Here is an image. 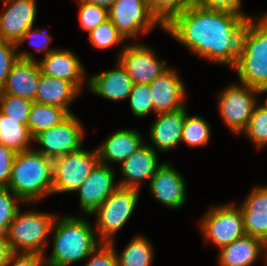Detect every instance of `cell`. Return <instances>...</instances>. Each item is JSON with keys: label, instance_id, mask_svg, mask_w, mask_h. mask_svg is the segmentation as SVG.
Returning a JSON list of instances; mask_svg holds the SVG:
<instances>
[{"label": "cell", "instance_id": "6da1fadb", "mask_svg": "<svg viewBox=\"0 0 267 266\" xmlns=\"http://www.w3.org/2000/svg\"><path fill=\"white\" fill-rule=\"evenodd\" d=\"M248 19L238 13H216L192 4L164 30L196 55L231 68L236 64Z\"/></svg>", "mask_w": 267, "mask_h": 266}, {"label": "cell", "instance_id": "7a4b0ae2", "mask_svg": "<svg viewBox=\"0 0 267 266\" xmlns=\"http://www.w3.org/2000/svg\"><path fill=\"white\" fill-rule=\"evenodd\" d=\"M54 242L47 266H70L87 258L101 243L89 221L78 216L56 217L52 226Z\"/></svg>", "mask_w": 267, "mask_h": 266}, {"label": "cell", "instance_id": "3957f363", "mask_svg": "<svg viewBox=\"0 0 267 266\" xmlns=\"http://www.w3.org/2000/svg\"><path fill=\"white\" fill-rule=\"evenodd\" d=\"M7 188L28 203L53 194V160L34 149L17 152Z\"/></svg>", "mask_w": 267, "mask_h": 266}, {"label": "cell", "instance_id": "277c9868", "mask_svg": "<svg viewBox=\"0 0 267 266\" xmlns=\"http://www.w3.org/2000/svg\"><path fill=\"white\" fill-rule=\"evenodd\" d=\"M240 82L258 90L267 88V14L249 18L241 35L236 64Z\"/></svg>", "mask_w": 267, "mask_h": 266}, {"label": "cell", "instance_id": "5b68a950", "mask_svg": "<svg viewBox=\"0 0 267 266\" xmlns=\"http://www.w3.org/2000/svg\"><path fill=\"white\" fill-rule=\"evenodd\" d=\"M56 216L41 212H16L6 236L14 253H43ZM45 242V243H44Z\"/></svg>", "mask_w": 267, "mask_h": 266}, {"label": "cell", "instance_id": "8992f818", "mask_svg": "<svg viewBox=\"0 0 267 266\" xmlns=\"http://www.w3.org/2000/svg\"><path fill=\"white\" fill-rule=\"evenodd\" d=\"M139 190L119 186L92 214H97L96 230L99 241L113 240L114 235L128 221L136 207Z\"/></svg>", "mask_w": 267, "mask_h": 266}, {"label": "cell", "instance_id": "52a82bcc", "mask_svg": "<svg viewBox=\"0 0 267 266\" xmlns=\"http://www.w3.org/2000/svg\"><path fill=\"white\" fill-rule=\"evenodd\" d=\"M260 90L241 83L228 86L219 94L218 109L229 129L239 134L243 132L252 117Z\"/></svg>", "mask_w": 267, "mask_h": 266}, {"label": "cell", "instance_id": "ba28073f", "mask_svg": "<svg viewBox=\"0 0 267 266\" xmlns=\"http://www.w3.org/2000/svg\"><path fill=\"white\" fill-rule=\"evenodd\" d=\"M98 163L97 150L82 148L53 159V193L77 191Z\"/></svg>", "mask_w": 267, "mask_h": 266}, {"label": "cell", "instance_id": "9c48e42d", "mask_svg": "<svg viewBox=\"0 0 267 266\" xmlns=\"http://www.w3.org/2000/svg\"><path fill=\"white\" fill-rule=\"evenodd\" d=\"M200 227L205 240L213 242L219 248L246 235L242 211L233 203L208 209Z\"/></svg>", "mask_w": 267, "mask_h": 266}, {"label": "cell", "instance_id": "30bf717a", "mask_svg": "<svg viewBox=\"0 0 267 266\" xmlns=\"http://www.w3.org/2000/svg\"><path fill=\"white\" fill-rule=\"evenodd\" d=\"M108 19L125 38L147 33L155 25L164 26L151 13L148 0H116L108 9Z\"/></svg>", "mask_w": 267, "mask_h": 266}, {"label": "cell", "instance_id": "8fae6325", "mask_svg": "<svg viewBox=\"0 0 267 266\" xmlns=\"http://www.w3.org/2000/svg\"><path fill=\"white\" fill-rule=\"evenodd\" d=\"M83 127L74 114H71L61 124L41 131L33 141L42 147L36 151L50 159H55L82 148L84 138Z\"/></svg>", "mask_w": 267, "mask_h": 266}, {"label": "cell", "instance_id": "7c38bea8", "mask_svg": "<svg viewBox=\"0 0 267 266\" xmlns=\"http://www.w3.org/2000/svg\"><path fill=\"white\" fill-rule=\"evenodd\" d=\"M118 57L117 61L126 69L134 84H150L167 68L166 62L158 61L150 47L140 43L125 45Z\"/></svg>", "mask_w": 267, "mask_h": 266}, {"label": "cell", "instance_id": "4fadbf2b", "mask_svg": "<svg viewBox=\"0 0 267 266\" xmlns=\"http://www.w3.org/2000/svg\"><path fill=\"white\" fill-rule=\"evenodd\" d=\"M18 60L12 65L6 84L0 94L35 100L39 89L41 69L38 61L28 52H17Z\"/></svg>", "mask_w": 267, "mask_h": 266}, {"label": "cell", "instance_id": "5bb4252c", "mask_svg": "<svg viewBox=\"0 0 267 266\" xmlns=\"http://www.w3.org/2000/svg\"><path fill=\"white\" fill-rule=\"evenodd\" d=\"M114 171L109 165L98 163L82 185L79 192L80 206L83 213H92L119 187L115 183Z\"/></svg>", "mask_w": 267, "mask_h": 266}, {"label": "cell", "instance_id": "9a60e30c", "mask_svg": "<svg viewBox=\"0 0 267 266\" xmlns=\"http://www.w3.org/2000/svg\"><path fill=\"white\" fill-rule=\"evenodd\" d=\"M6 9L0 14V39L17 43L24 33L33 28L36 0H2Z\"/></svg>", "mask_w": 267, "mask_h": 266}, {"label": "cell", "instance_id": "2e32d148", "mask_svg": "<svg viewBox=\"0 0 267 266\" xmlns=\"http://www.w3.org/2000/svg\"><path fill=\"white\" fill-rule=\"evenodd\" d=\"M153 111L156 114L171 113L185 107V87L175 69L167 67L149 84Z\"/></svg>", "mask_w": 267, "mask_h": 266}, {"label": "cell", "instance_id": "e0dca14e", "mask_svg": "<svg viewBox=\"0 0 267 266\" xmlns=\"http://www.w3.org/2000/svg\"><path fill=\"white\" fill-rule=\"evenodd\" d=\"M186 182L170 163L163 162L150 179V192L156 200L169 208L178 209L186 199Z\"/></svg>", "mask_w": 267, "mask_h": 266}, {"label": "cell", "instance_id": "ac0fdd59", "mask_svg": "<svg viewBox=\"0 0 267 266\" xmlns=\"http://www.w3.org/2000/svg\"><path fill=\"white\" fill-rule=\"evenodd\" d=\"M162 165L158 163V155L155 149L144 143L134 154L121 164V173L125 179L119 182V186L127 188H140V182L150 180L157 169Z\"/></svg>", "mask_w": 267, "mask_h": 266}, {"label": "cell", "instance_id": "d6986e66", "mask_svg": "<svg viewBox=\"0 0 267 266\" xmlns=\"http://www.w3.org/2000/svg\"><path fill=\"white\" fill-rule=\"evenodd\" d=\"M38 64L42 74L67 80L81 91L85 70L72 51L55 49L38 61Z\"/></svg>", "mask_w": 267, "mask_h": 266}, {"label": "cell", "instance_id": "ffe728a7", "mask_svg": "<svg viewBox=\"0 0 267 266\" xmlns=\"http://www.w3.org/2000/svg\"><path fill=\"white\" fill-rule=\"evenodd\" d=\"M117 68L98 73L87 79L89 90L112 101L128 99L134 82L122 64Z\"/></svg>", "mask_w": 267, "mask_h": 266}, {"label": "cell", "instance_id": "44dd1931", "mask_svg": "<svg viewBox=\"0 0 267 266\" xmlns=\"http://www.w3.org/2000/svg\"><path fill=\"white\" fill-rule=\"evenodd\" d=\"M186 107L171 112L157 114V120L150 127V140L157 150L167 152L181 142Z\"/></svg>", "mask_w": 267, "mask_h": 266}, {"label": "cell", "instance_id": "7402d4cb", "mask_svg": "<svg viewBox=\"0 0 267 266\" xmlns=\"http://www.w3.org/2000/svg\"><path fill=\"white\" fill-rule=\"evenodd\" d=\"M144 144L141 134L133 129H121L112 134L98 147L99 163L109 165L108 162L122 164ZM107 161V163H106Z\"/></svg>", "mask_w": 267, "mask_h": 266}, {"label": "cell", "instance_id": "603a6c76", "mask_svg": "<svg viewBox=\"0 0 267 266\" xmlns=\"http://www.w3.org/2000/svg\"><path fill=\"white\" fill-rule=\"evenodd\" d=\"M246 235L260 239L267 237V185L256 187L239 206Z\"/></svg>", "mask_w": 267, "mask_h": 266}, {"label": "cell", "instance_id": "cb8c5ba5", "mask_svg": "<svg viewBox=\"0 0 267 266\" xmlns=\"http://www.w3.org/2000/svg\"><path fill=\"white\" fill-rule=\"evenodd\" d=\"M39 86L34 102L62 107L72 114L68 105L78 96L80 91L71 82L41 73Z\"/></svg>", "mask_w": 267, "mask_h": 266}, {"label": "cell", "instance_id": "d4e9b609", "mask_svg": "<svg viewBox=\"0 0 267 266\" xmlns=\"http://www.w3.org/2000/svg\"><path fill=\"white\" fill-rule=\"evenodd\" d=\"M262 239L245 235L229 245L223 246L219 252L220 266H250L259 254L263 251L261 249Z\"/></svg>", "mask_w": 267, "mask_h": 266}, {"label": "cell", "instance_id": "484cf974", "mask_svg": "<svg viewBox=\"0 0 267 266\" xmlns=\"http://www.w3.org/2000/svg\"><path fill=\"white\" fill-rule=\"evenodd\" d=\"M71 114L62 107L33 102L28 119V129L34 138L41 131L61 124Z\"/></svg>", "mask_w": 267, "mask_h": 266}, {"label": "cell", "instance_id": "4316f807", "mask_svg": "<svg viewBox=\"0 0 267 266\" xmlns=\"http://www.w3.org/2000/svg\"><path fill=\"white\" fill-rule=\"evenodd\" d=\"M30 141L33 137L27 125L17 123L0 112V144L17 153L32 149Z\"/></svg>", "mask_w": 267, "mask_h": 266}, {"label": "cell", "instance_id": "83f0119b", "mask_svg": "<svg viewBox=\"0 0 267 266\" xmlns=\"http://www.w3.org/2000/svg\"><path fill=\"white\" fill-rule=\"evenodd\" d=\"M150 243L143 236L133 238L123 249L122 254L117 253L118 266H150L154 257Z\"/></svg>", "mask_w": 267, "mask_h": 266}, {"label": "cell", "instance_id": "f1b7e54d", "mask_svg": "<svg viewBox=\"0 0 267 266\" xmlns=\"http://www.w3.org/2000/svg\"><path fill=\"white\" fill-rule=\"evenodd\" d=\"M210 134V126L206 120L199 116H189L186 113L181 141L191 147L204 146L208 144Z\"/></svg>", "mask_w": 267, "mask_h": 266}, {"label": "cell", "instance_id": "f546056e", "mask_svg": "<svg viewBox=\"0 0 267 266\" xmlns=\"http://www.w3.org/2000/svg\"><path fill=\"white\" fill-rule=\"evenodd\" d=\"M33 102L17 96L0 94V112L17 123L27 125Z\"/></svg>", "mask_w": 267, "mask_h": 266}, {"label": "cell", "instance_id": "4dcf8cb0", "mask_svg": "<svg viewBox=\"0 0 267 266\" xmlns=\"http://www.w3.org/2000/svg\"><path fill=\"white\" fill-rule=\"evenodd\" d=\"M151 13L165 27L175 16L192 5V0H148Z\"/></svg>", "mask_w": 267, "mask_h": 266}, {"label": "cell", "instance_id": "1f68e13d", "mask_svg": "<svg viewBox=\"0 0 267 266\" xmlns=\"http://www.w3.org/2000/svg\"><path fill=\"white\" fill-rule=\"evenodd\" d=\"M256 147L267 144V108L265 105H256L247 128L243 131Z\"/></svg>", "mask_w": 267, "mask_h": 266}, {"label": "cell", "instance_id": "d6a6232c", "mask_svg": "<svg viewBox=\"0 0 267 266\" xmlns=\"http://www.w3.org/2000/svg\"><path fill=\"white\" fill-rule=\"evenodd\" d=\"M124 39L109 19L89 32V40L93 47L97 49H105L117 45Z\"/></svg>", "mask_w": 267, "mask_h": 266}, {"label": "cell", "instance_id": "836d02e7", "mask_svg": "<svg viewBox=\"0 0 267 266\" xmlns=\"http://www.w3.org/2000/svg\"><path fill=\"white\" fill-rule=\"evenodd\" d=\"M22 201L7 187H0V233L6 234L9 225L19 210L17 202Z\"/></svg>", "mask_w": 267, "mask_h": 266}, {"label": "cell", "instance_id": "e575fe53", "mask_svg": "<svg viewBox=\"0 0 267 266\" xmlns=\"http://www.w3.org/2000/svg\"><path fill=\"white\" fill-rule=\"evenodd\" d=\"M79 21L85 32H90L108 20V9L99 5L79 1Z\"/></svg>", "mask_w": 267, "mask_h": 266}, {"label": "cell", "instance_id": "d590c367", "mask_svg": "<svg viewBox=\"0 0 267 266\" xmlns=\"http://www.w3.org/2000/svg\"><path fill=\"white\" fill-rule=\"evenodd\" d=\"M130 107L134 116L143 117L153 111V100L149 84H134L129 94Z\"/></svg>", "mask_w": 267, "mask_h": 266}, {"label": "cell", "instance_id": "8d00e7d4", "mask_svg": "<svg viewBox=\"0 0 267 266\" xmlns=\"http://www.w3.org/2000/svg\"><path fill=\"white\" fill-rule=\"evenodd\" d=\"M15 43L0 39V92L5 87L12 65L18 60Z\"/></svg>", "mask_w": 267, "mask_h": 266}, {"label": "cell", "instance_id": "74e56055", "mask_svg": "<svg viewBox=\"0 0 267 266\" xmlns=\"http://www.w3.org/2000/svg\"><path fill=\"white\" fill-rule=\"evenodd\" d=\"M114 239L100 243L88 257H92L85 266H118Z\"/></svg>", "mask_w": 267, "mask_h": 266}, {"label": "cell", "instance_id": "f35d334b", "mask_svg": "<svg viewBox=\"0 0 267 266\" xmlns=\"http://www.w3.org/2000/svg\"><path fill=\"white\" fill-rule=\"evenodd\" d=\"M241 3V0H192L193 5L207 8L211 12L238 13L245 18H252L240 11Z\"/></svg>", "mask_w": 267, "mask_h": 266}, {"label": "cell", "instance_id": "ab89813d", "mask_svg": "<svg viewBox=\"0 0 267 266\" xmlns=\"http://www.w3.org/2000/svg\"><path fill=\"white\" fill-rule=\"evenodd\" d=\"M28 38L30 41L29 43H31L34 48H36L38 51L45 52V56H47L51 51L55 50V48L51 49L48 47L50 42H52V37L40 28L36 30L29 28L15 45L19 46Z\"/></svg>", "mask_w": 267, "mask_h": 266}, {"label": "cell", "instance_id": "60d3db41", "mask_svg": "<svg viewBox=\"0 0 267 266\" xmlns=\"http://www.w3.org/2000/svg\"><path fill=\"white\" fill-rule=\"evenodd\" d=\"M16 152L0 144V187H8Z\"/></svg>", "mask_w": 267, "mask_h": 266}, {"label": "cell", "instance_id": "b9f144b4", "mask_svg": "<svg viewBox=\"0 0 267 266\" xmlns=\"http://www.w3.org/2000/svg\"><path fill=\"white\" fill-rule=\"evenodd\" d=\"M43 253H12L6 266H47Z\"/></svg>", "mask_w": 267, "mask_h": 266}, {"label": "cell", "instance_id": "7bdbcfd3", "mask_svg": "<svg viewBox=\"0 0 267 266\" xmlns=\"http://www.w3.org/2000/svg\"><path fill=\"white\" fill-rule=\"evenodd\" d=\"M12 253L6 234L0 233V266L8 264Z\"/></svg>", "mask_w": 267, "mask_h": 266}, {"label": "cell", "instance_id": "ee69618b", "mask_svg": "<svg viewBox=\"0 0 267 266\" xmlns=\"http://www.w3.org/2000/svg\"><path fill=\"white\" fill-rule=\"evenodd\" d=\"M78 1L99 5L101 7L109 9L116 0H78Z\"/></svg>", "mask_w": 267, "mask_h": 266}, {"label": "cell", "instance_id": "f6af8a7d", "mask_svg": "<svg viewBox=\"0 0 267 266\" xmlns=\"http://www.w3.org/2000/svg\"><path fill=\"white\" fill-rule=\"evenodd\" d=\"M261 249H263L266 253H265V263L267 265V237L262 239V246ZM266 249V250H265Z\"/></svg>", "mask_w": 267, "mask_h": 266}, {"label": "cell", "instance_id": "bcb514c9", "mask_svg": "<svg viewBox=\"0 0 267 266\" xmlns=\"http://www.w3.org/2000/svg\"><path fill=\"white\" fill-rule=\"evenodd\" d=\"M260 92H261V94H262V93H264V92H267V88H266V89H263V90H261ZM264 105H265V107L267 108V99H266V102H265V104H264Z\"/></svg>", "mask_w": 267, "mask_h": 266}]
</instances>
